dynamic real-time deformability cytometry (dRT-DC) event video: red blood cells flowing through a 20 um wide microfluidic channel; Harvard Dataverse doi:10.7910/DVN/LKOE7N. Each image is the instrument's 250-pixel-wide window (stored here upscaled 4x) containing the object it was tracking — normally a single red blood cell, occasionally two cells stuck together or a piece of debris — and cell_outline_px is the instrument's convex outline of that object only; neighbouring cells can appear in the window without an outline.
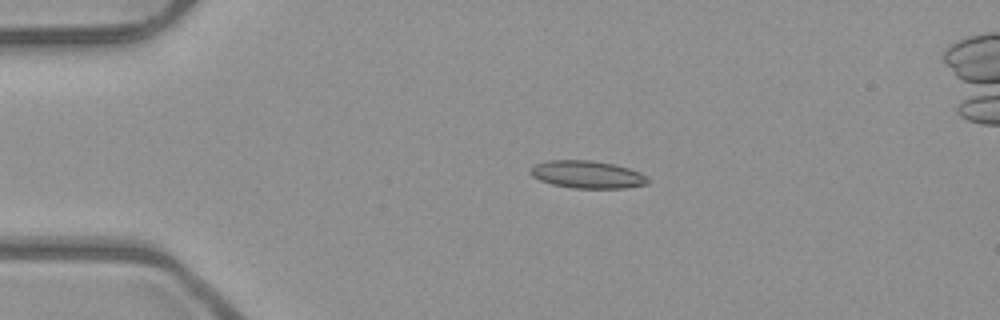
{"species": "common noctule bat (a hibernating species)", "species_latin": "Nyctalus noctula", "temperature_condition": "room temperature", "stored_images_in_passage": 5, "camera_frame_rate_fps": 3000, "um_per_image_px": 0.085, "animal": {"sex": "male", "body_mass_g": 23.1, "forearm_length_mm": 52.7}, "frame": {"image": 1, "passage_image": 4, "time_ms": 1.0, "image_size_px": [1000, 320], "cell_outline_px": [[648, 184], [624, 188], [572, 188], [552, 184], [540, 180], [532, 176], [528, 172], [528, 168], [536, 164], [548, 160], [592, 160], [612, 164], [628, 168], [640, 172], [648, 176]], "centroid_in_image_um": [49.89, 14.83], "position_along_channel_um": 35.1, "area_um2": 18.96}}